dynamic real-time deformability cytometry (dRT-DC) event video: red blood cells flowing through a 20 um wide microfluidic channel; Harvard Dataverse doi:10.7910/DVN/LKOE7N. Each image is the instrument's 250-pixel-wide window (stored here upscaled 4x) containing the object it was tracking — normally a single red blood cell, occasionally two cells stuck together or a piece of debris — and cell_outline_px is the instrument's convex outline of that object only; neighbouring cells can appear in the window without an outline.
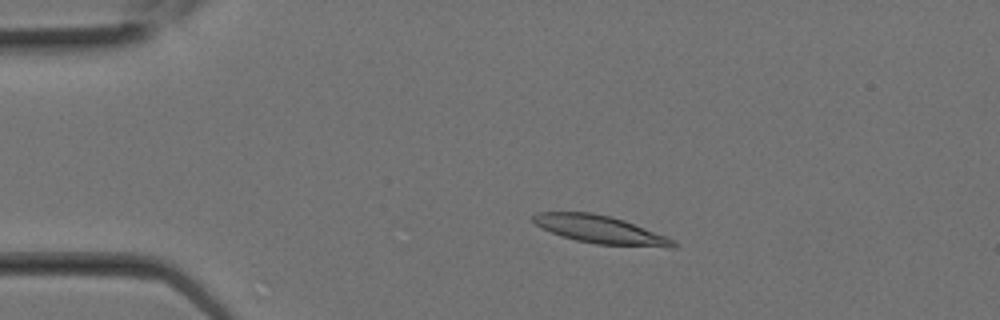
{"species": "Egyptian fruit bat (a non-hibernating species)", "species_latin": "Rousettus aegyptiacus", "temperature_condition": "room temperature", "stored_images_in_passage": 13, "camera_frame_rate_fps": 3000, "um_per_image_px": 0.085, "animal": {"sex": "female"}, "frame": {"image": 1, "passage_image": 4, "time_ms": 1.0, "image_size_px": [1000, 320], "cell_outline_px": [[680, 244], [676, 248], [668, 248], [596, 244], [576, 240], [560, 236], [536, 224], [532, 220], [532, 216], [536, 212], [592, 212], [624, 220], [668, 236], [676, 240]], "centroid_in_image_um": [51.13, 19.53], "position_along_channel_um": 33.9, "area_um2": 23.06}}
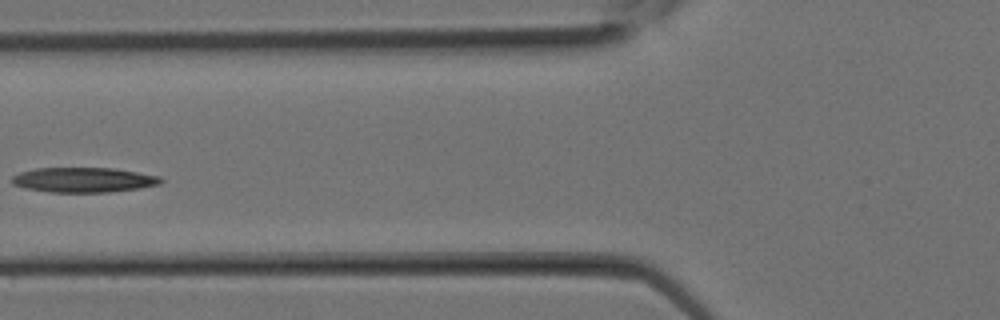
{"frame": {"image": 2, "passage_image": 9, "time_ms": 2.667, "image_size_px": [1000, 320], "cell_outline_px": [[164, 180], [160, 184], [140, 188], [108, 192], [52, 192], [24, 188], [12, 184], [12, 176], [20, 172], [36, 168], [116, 168], [160, 176]], "centroid_in_image_um": [7.12, 15.28], "position_along_channel_um": 118.7, "area_um2": 21.68}}
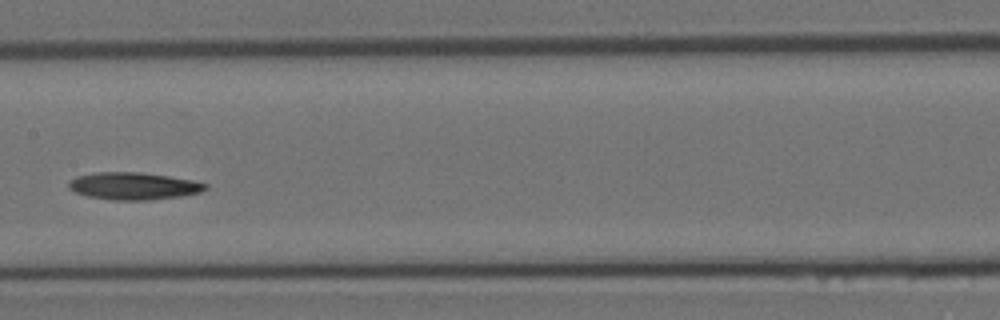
{"frame": {"image": 3, "passage_image": 12, "time_ms": 3.667, "image_size_px": [1000, 320], "cell_outline_px": [[208, 188], [200, 192], [180, 196], [152, 200], [112, 200], [88, 196], [76, 192], [68, 188], [68, 180], [76, 176], [96, 172], [140, 172], [168, 176], [192, 180], [208, 184]], "centroid_in_image_um": [11.33, 15.81], "position_along_channel_um": 196.1, "area_um2": 21.79}}